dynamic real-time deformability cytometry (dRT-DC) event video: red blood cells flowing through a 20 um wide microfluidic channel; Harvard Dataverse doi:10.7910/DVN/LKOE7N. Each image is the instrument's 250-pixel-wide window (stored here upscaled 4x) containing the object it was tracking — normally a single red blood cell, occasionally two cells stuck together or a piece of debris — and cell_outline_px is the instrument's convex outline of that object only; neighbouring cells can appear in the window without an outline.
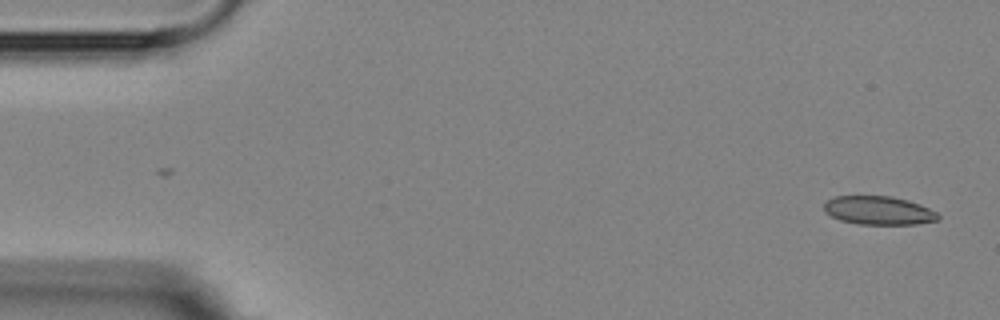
{"species": "Egyptian fruit bat (a non-hibernating species)", "species_latin": "Rousettus aegyptiacus", "temperature_condition": "room temperature", "stored_images_in_passage": 5, "camera_frame_rate_fps": 3000, "um_per_image_px": 0.085, "animal": {"sex": "female"}, "frame": {"image": 1, "passage_image": 1, "time_ms": 0.0, "image_size_px": [1000, 320], "cell_outline_px": [[940, 220], [916, 224], [860, 224], [840, 220], [824, 212], [824, 204], [828, 200], [836, 196], [892, 196], [908, 200], [920, 204], [936, 212], [940, 216]], "centroid_in_image_um": [74.7, 17.89], "position_along_channel_um": 10.3, "area_um2": 18.96}}
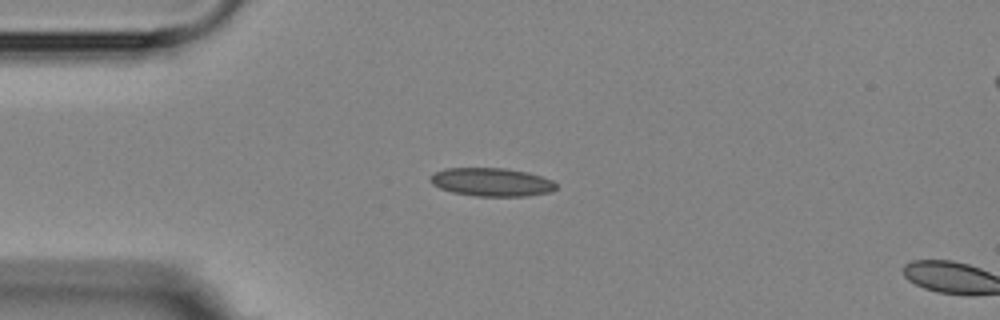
{"frame": {"image": 2, "passage_image": 4, "time_ms": 3.667, "image_size_px": [1000, 320], "cell_outline_px": [[556, 188], [552, 192], [528, 196], [476, 196], [452, 192], [440, 188], [432, 184], [432, 176], [436, 172], [444, 168], [504, 168], [528, 172], [552, 180], [556, 184]], "centroid_in_image_um": [41.83, 15.48], "position_along_channel_um": 43.2, "area_um2": 20.69}}